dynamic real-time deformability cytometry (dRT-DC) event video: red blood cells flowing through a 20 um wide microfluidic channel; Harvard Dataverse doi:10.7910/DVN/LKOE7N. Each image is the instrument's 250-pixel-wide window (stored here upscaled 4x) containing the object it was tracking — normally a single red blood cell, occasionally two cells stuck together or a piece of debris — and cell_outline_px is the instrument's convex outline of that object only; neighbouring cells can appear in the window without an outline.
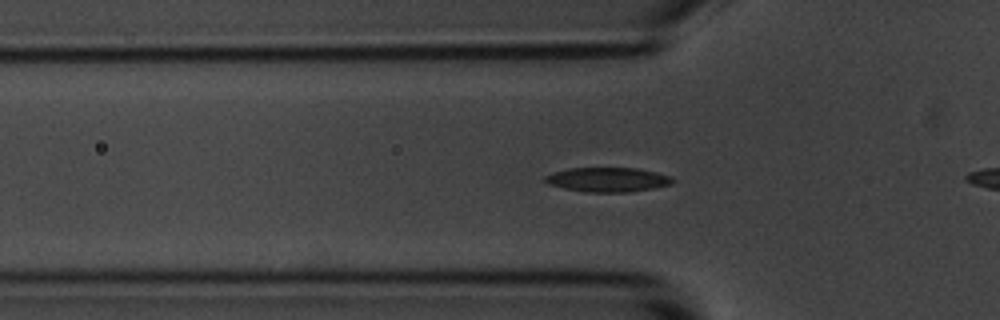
{"species": "common noctule bat (a hibernating species)", "species_latin": "Nyctalus noctula", "temperature_condition": "room temperature", "stored_images_in_passage": 45, "camera_frame_rate_fps": 3000, "um_per_image_px": 0.085, "animal": {"sex": "male", "body_mass_g": 20.1, "forearm_length_mm": 53.5}, "frame": {"image": 1, "passage_image": 7, "time_ms": 2.0, "image_size_px": [1000, 320], "cell_outline_px": [[676, 180], [672, 184], [656, 188], [628, 192], [588, 192], [564, 188], [548, 184], [544, 180], [544, 176], [552, 172], [568, 168], [636, 168], [656, 172], [672, 176]], "centroid_in_image_um": [51.68, 15.26], "position_along_channel_um": 74.1, "area_um2": 18.32}}
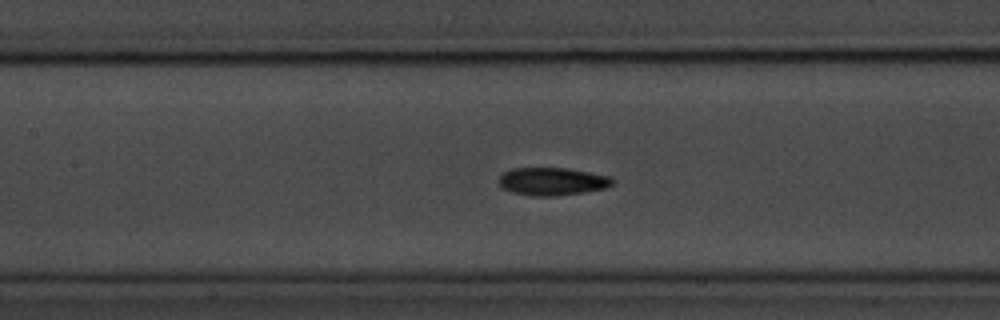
{"frame": {"image": 2, "passage_image": 14, "time_ms": 4.333, "image_size_px": [1000, 320], "cell_outline_px": [[612, 184], [604, 188], [584, 192], [556, 196], [532, 196], [516, 192], [504, 188], [500, 184], [500, 176], [504, 172], [512, 168], [568, 168], [608, 176], [612, 180]], "centroid_in_image_um": [46.93, 15.41], "position_along_channel_um": 160.5, "area_um2": 18.03}}
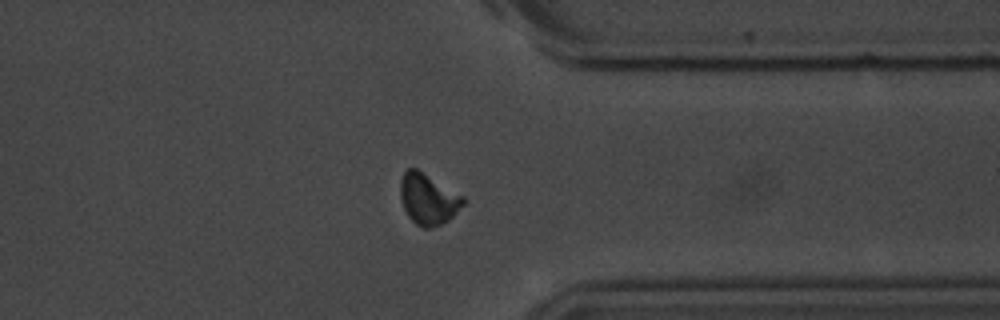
{"frame": {"image": 3, "passage_image": 32, "time_ms": 10.333, "image_size_px": [1000, 320], "cell_outline_px": [[468, 200], [448, 220], [432, 228], [424, 228], [416, 224], [408, 216], [404, 208], [400, 196], [400, 180], [404, 172], [408, 168], [416, 168], [464, 196]], "centroid_in_image_um": [36.39, 16.91], "position_along_channel_um": 375.0, "area_um2": 18.61}, "authors_computed_cell_mechanics": {"area_um2": 18.0336, "velocity_mm_per_s": 3.6575, "shape_relaxation_time_tau1_ms": 3.4884, "shape_relaxation_time_tau2_ms": 3.7721, "deformation_change_tau1": 0.1402, "deformation_change_tau2": 0.0886}}